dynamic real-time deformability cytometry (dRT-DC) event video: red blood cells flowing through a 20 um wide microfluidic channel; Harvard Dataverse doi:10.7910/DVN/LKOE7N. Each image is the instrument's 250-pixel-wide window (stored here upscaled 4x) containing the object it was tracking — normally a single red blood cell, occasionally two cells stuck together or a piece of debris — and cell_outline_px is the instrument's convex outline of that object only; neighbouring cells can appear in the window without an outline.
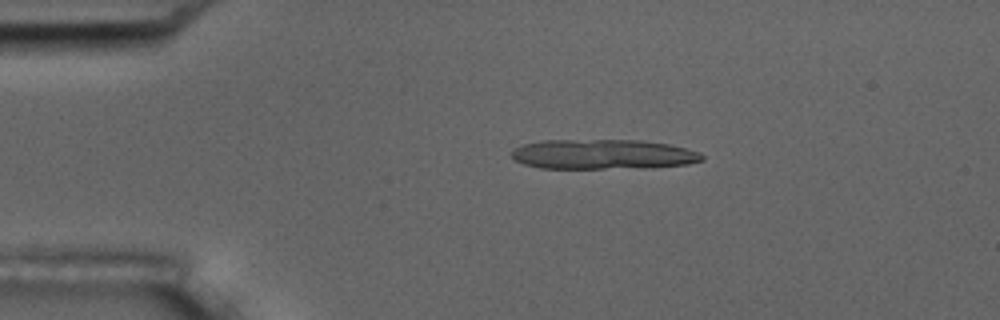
{"species": "common noctule bat (a hibernating species)", "species_latin": "Nyctalus noctula", "temperature_condition": "room temperature", "stored_images_in_passage": 6, "segment_of_instrument_passage": [1, 2], "camera_frame_rate_fps": 3000, "um_per_image_px": 0.085, "animal": {"sex": "male", "body_mass_g": 17.5, "forearm_length_mm": 52.3}, "frame": {"image": 1, "passage_image": 3, "time_ms": 2.333, "image_size_px": [1000, 320], "cell_outline_px": [[704, 160], [688, 164], [648, 168], [540, 168], [524, 164], [516, 160], [512, 156], [512, 148], [524, 144], [544, 140], [644, 140], [668, 144], [688, 148], [700, 152], [704, 156]], "centroid_in_image_um": [51.31, 13.11], "position_along_channel_um": 33.7, "area_um2": 33.41}}